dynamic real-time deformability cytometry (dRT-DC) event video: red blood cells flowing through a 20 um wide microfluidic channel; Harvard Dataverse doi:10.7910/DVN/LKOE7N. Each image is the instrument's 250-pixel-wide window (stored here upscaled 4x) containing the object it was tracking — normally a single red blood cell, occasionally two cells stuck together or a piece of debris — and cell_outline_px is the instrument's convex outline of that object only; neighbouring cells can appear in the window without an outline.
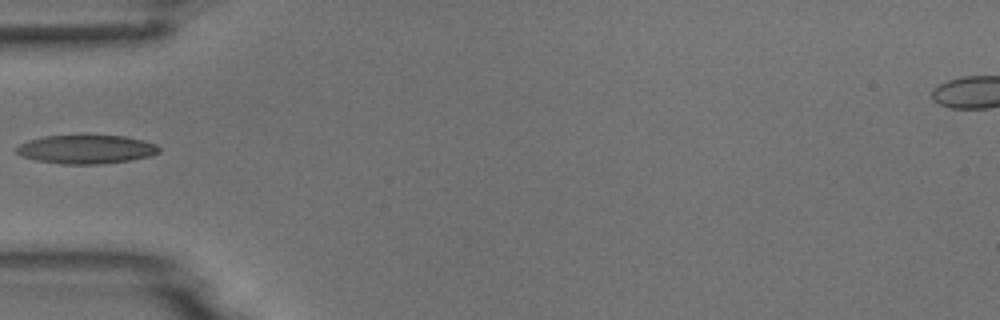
{"species": "common noctule bat (a hibernating species)", "species_latin": "Nyctalus noctula", "temperature_condition": "room temperature", "stored_images_in_passage": 6, "camera_frame_rate_fps": 3000, "um_per_image_px": 0.085, "animal": {"sex": "male", "body_mass_g": 18.8}, "frame": {"image": 1, "passage_image": 6, "time_ms": 1.667, "image_size_px": [1000, 320], "cell_outline_px": [[160, 152], [152, 156], [128, 160], [100, 164], [64, 164], [36, 160], [20, 156], [16, 152], [16, 148], [20, 144], [28, 140], [44, 136], [124, 136], [144, 140], [156, 144], [160, 148]], "centroid_in_image_um": [7.34, 12.69], "position_along_channel_um": 77.7, "area_um2": 23.76}}